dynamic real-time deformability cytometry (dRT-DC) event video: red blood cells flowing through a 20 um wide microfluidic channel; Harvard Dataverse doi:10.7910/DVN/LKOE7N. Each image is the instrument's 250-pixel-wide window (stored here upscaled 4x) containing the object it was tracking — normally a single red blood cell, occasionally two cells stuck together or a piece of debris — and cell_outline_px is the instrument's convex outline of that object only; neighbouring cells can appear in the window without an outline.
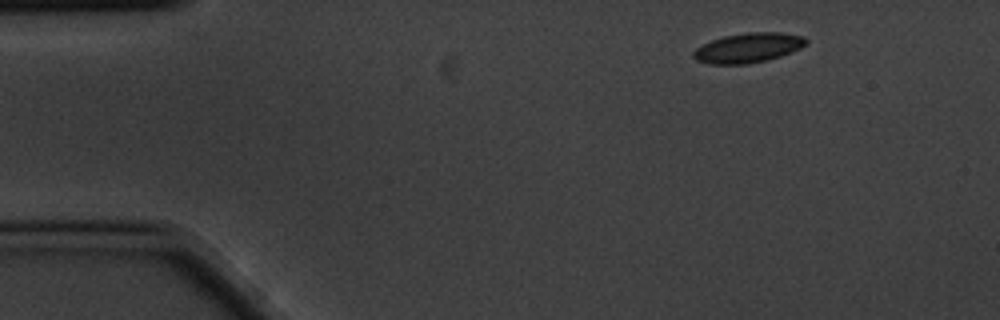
{"species": "common noctule bat (a hibernating species)", "species_latin": "Nyctalus noctula", "temperature_condition": "cold", "stored_images_in_passage": 3, "segment_of_instrument_passage": [1, 2], "camera_frame_rate_fps": 3000, "um_per_image_px": 0.085, "animal": {"sex": "male", "body_mass_g": 20.1, "forearm_length_mm": 53.5}, "frame": {"image": 1, "passage_image": 1, "time_ms": 0.0, "image_size_px": [1000, 320], "cell_outline_px": [[808, 40], [800, 48], [792, 52], [768, 60], [748, 64], [712, 64], [696, 60], [692, 56], [692, 52], [696, 48], [712, 40], [724, 36], [748, 32], [780, 32], [804, 36]], "centroid_in_image_um": [63.6, 4.06], "position_along_channel_um": 21.4, "area_um2": 19.48}}